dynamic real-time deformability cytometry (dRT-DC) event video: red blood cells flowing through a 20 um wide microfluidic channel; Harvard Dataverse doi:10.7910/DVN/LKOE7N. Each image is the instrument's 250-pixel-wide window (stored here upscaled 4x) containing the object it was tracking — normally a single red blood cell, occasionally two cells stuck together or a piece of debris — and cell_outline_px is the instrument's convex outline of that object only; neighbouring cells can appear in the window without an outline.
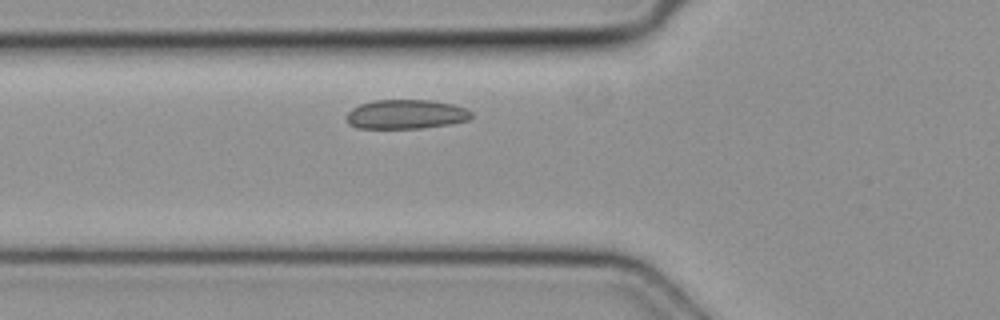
{"species": "common noctule bat (a hibernating species)", "species_latin": "Nyctalus noctula", "temperature_condition": "cold", "stored_images_in_passage": 3, "camera_frame_rate_fps": 3000, "um_per_image_px": 0.085, "animal": {"sex": "female", "body_mass_g": 19.3, "forearm_length_mm": 54.1}, "frame": {"image": 1, "passage_image": 3, "time_ms": 0.667, "image_size_px": [1000, 320], "cell_outline_px": [[472, 116], [468, 120], [452, 124], [420, 128], [356, 128], [348, 124], [348, 112], [352, 108], [360, 104], [372, 100], [432, 100], [452, 104], [464, 108], [472, 112]], "centroid_in_image_um": [34.51, 9.71], "position_along_channel_um": 91.3, "area_um2": 21.33}}